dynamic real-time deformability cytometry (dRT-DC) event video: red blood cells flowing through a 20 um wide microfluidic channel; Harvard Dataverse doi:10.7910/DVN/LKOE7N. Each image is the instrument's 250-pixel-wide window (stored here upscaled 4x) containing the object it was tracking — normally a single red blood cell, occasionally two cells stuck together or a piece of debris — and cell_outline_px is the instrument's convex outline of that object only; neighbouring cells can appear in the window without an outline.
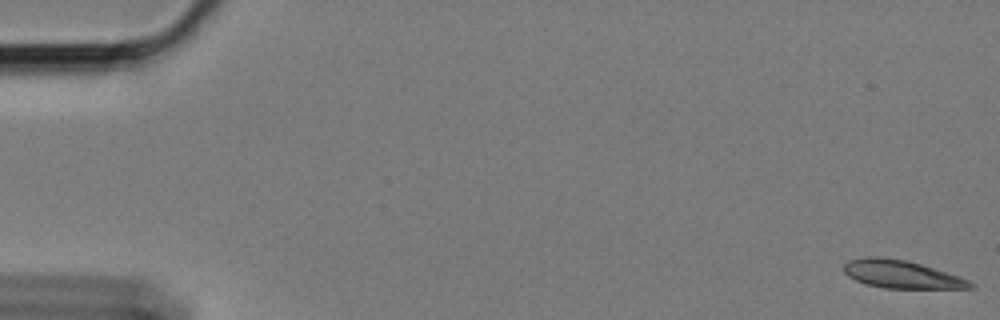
{"species": "Egyptian fruit bat (a non-hibernating species)", "species_latin": "Rousettus aegyptiacus", "temperature_condition": "cold", "stored_images_in_passage": 19, "camera_frame_rate_fps": 3000, "um_per_image_px": 0.085, "animal": {"sex": "female"}, "frame": {"image": 1, "passage_image": 1, "time_ms": 0.0, "image_size_px": [1000, 320], "cell_outline_px": [[976, 288], [884, 288], [864, 284], [848, 276], [844, 272], [844, 264], [848, 260], [864, 256], [880, 256], [904, 260], [920, 264], [968, 280], [976, 284]], "centroid_in_image_um": [76.56, 23.31], "position_along_channel_um": 8.4, "area_um2": 20.4}}
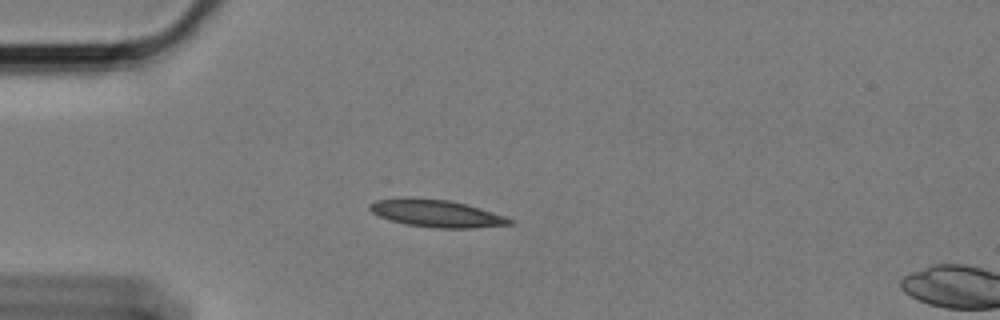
{"frame": {"image": 2, "passage_image": 16, "time_ms": 5.0, "image_size_px": [1000, 320], "cell_outline_px": [[516, 224], [472, 228], [436, 228], [404, 224], [380, 216], [372, 212], [368, 208], [368, 204], [376, 200], [408, 196], [412, 196], [448, 200], [464, 204], [492, 212], [516, 220]], "centroid_in_image_um": [37.09, 18.13], "position_along_channel_um": 47.9, "area_um2": 22.48}}